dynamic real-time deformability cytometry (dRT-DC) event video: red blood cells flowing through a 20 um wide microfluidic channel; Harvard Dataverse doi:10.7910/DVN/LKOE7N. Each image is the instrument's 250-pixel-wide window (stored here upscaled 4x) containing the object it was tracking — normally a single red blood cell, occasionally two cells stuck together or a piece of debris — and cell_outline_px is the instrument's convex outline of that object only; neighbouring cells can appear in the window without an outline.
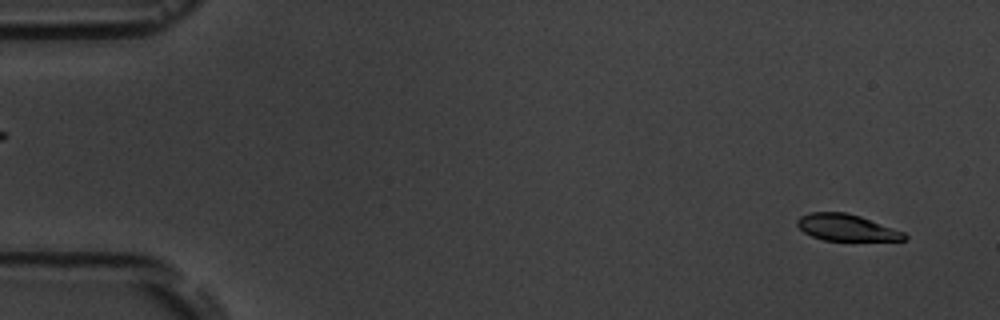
{"species": "common noctule bat (a hibernating species)", "species_latin": "Nyctalus noctula", "temperature_condition": "room temperature", "stored_images_in_passage": 2, "camera_frame_rate_fps": 3000, "um_per_image_px": 0.085, "animal": {"sex": "male", "body_mass_g": 19.5, "forearm_length_mm": 54.6}, "frame": {"image": 1, "passage_image": 2, "time_ms": 1.333, "image_size_px": [1000, 320], "cell_outline_px": [[908, 240], [824, 240], [812, 236], [804, 232], [796, 224], [796, 220], [800, 216], [808, 212], [844, 212], [860, 216], [904, 232], [908, 236]], "centroid_in_image_um": [71.93, 19.33], "position_along_channel_um": 13.1, "area_um2": 16.47}}